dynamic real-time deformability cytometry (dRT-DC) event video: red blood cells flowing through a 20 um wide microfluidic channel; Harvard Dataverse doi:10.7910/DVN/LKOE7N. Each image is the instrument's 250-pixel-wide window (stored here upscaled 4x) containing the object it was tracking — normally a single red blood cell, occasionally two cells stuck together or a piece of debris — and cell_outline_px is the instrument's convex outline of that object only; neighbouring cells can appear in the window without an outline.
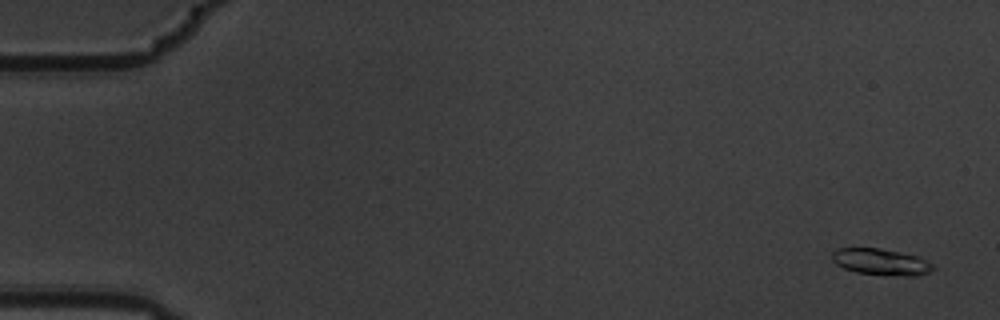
{"species": "common noctule bat (a hibernating species)", "species_latin": "Nyctalus noctula", "temperature_condition": "warm", "stored_images_in_passage": 10, "camera_frame_rate_fps": 3000, "um_per_image_px": 0.085, "animal": {"sex": "male", "body_mass_g": 19.5, "forearm_length_mm": 54.6}, "frame": {"image": 1, "passage_image": 1, "time_ms": 0.0, "image_size_px": [1000, 320], "cell_outline_px": [[936, 268], [920, 276], [904, 276], [856, 272], [844, 268], [836, 264], [832, 260], [832, 252], [840, 248], [880, 248], [916, 256], [932, 264]], "centroid_in_image_um": [74.88, 22.26], "position_along_channel_um": 10.1, "area_um2": 15.32}}
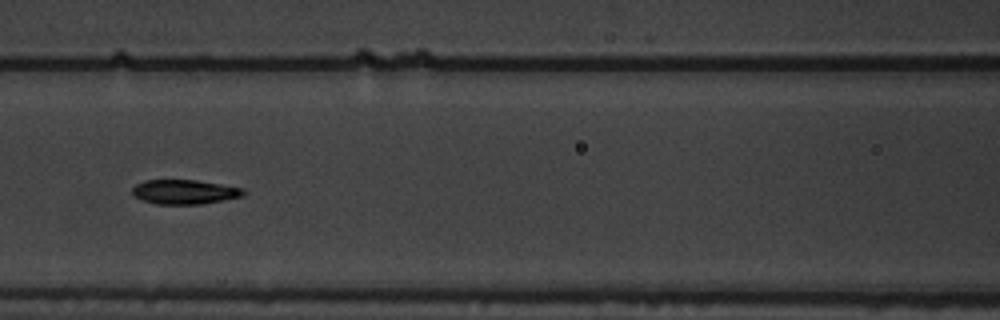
{"frame": {"image": 2, "passage_image": 7, "time_ms": 2.0, "image_size_px": [1000, 320], "cell_outline_px": [[244, 196], [224, 200], [200, 204], [156, 204], [144, 200], [136, 196], [132, 192], [132, 188], [136, 184], [144, 180], [196, 180], [244, 188]], "centroid_in_image_um": [15.7, 16.31], "position_along_channel_um": 150.9, "area_um2": 15.72}}
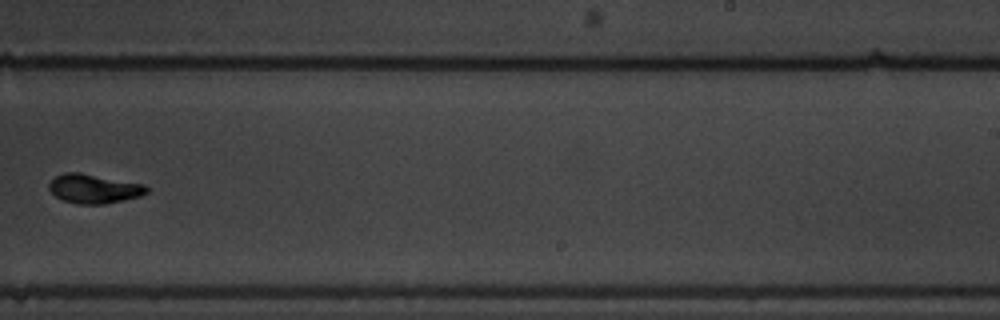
{"frame": {"image": 3, "passage_image": 10, "time_ms": 3.0, "image_size_px": [1000, 320], "cell_outline_px": [[148, 192], [140, 196], [124, 200], [104, 204], [76, 204], [64, 200], [56, 196], [48, 188], [48, 184], [56, 176], [64, 172], [80, 172], [144, 184], [148, 188]], "centroid_in_image_um": [7.98, 16.03], "position_along_channel_um": 281.0, "area_um2": 16.59}}